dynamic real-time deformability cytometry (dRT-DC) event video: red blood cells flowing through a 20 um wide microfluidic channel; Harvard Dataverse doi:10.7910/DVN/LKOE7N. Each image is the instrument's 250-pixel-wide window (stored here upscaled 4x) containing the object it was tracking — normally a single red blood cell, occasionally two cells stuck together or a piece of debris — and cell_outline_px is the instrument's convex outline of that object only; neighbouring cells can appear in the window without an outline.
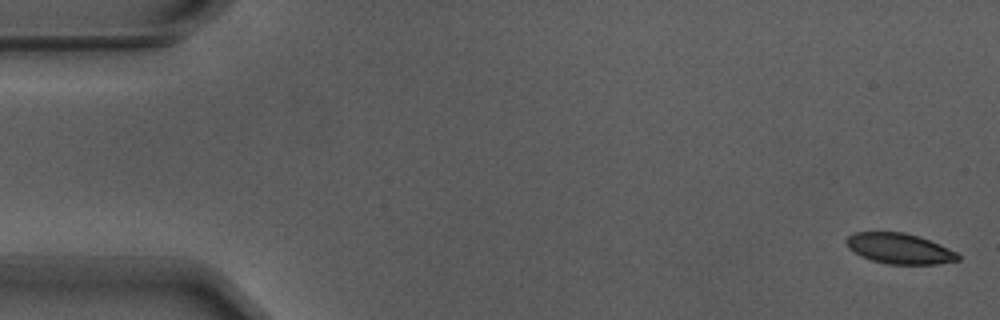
{"species": "Egyptian fruit bat (a non-hibernating species)", "species_latin": "Rousettus aegyptiacus", "temperature_condition": "warm", "stored_images_in_passage": 55, "camera_frame_rate_fps": 3000, "um_per_image_px": 0.085, "animal": {"sex": "male"}, "frame": {"image": 1, "passage_image": 1, "time_ms": 0.0, "image_size_px": [1000, 320], "cell_outline_px": [[960, 260], [936, 264], [888, 264], [872, 260], [860, 256], [852, 252], [848, 248], [844, 240], [848, 236], [856, 232], [904, 232], [920, 236], [948, 248], [956, 252], [960, 256]], "centroid_in_image_um": [76.42, 21.12], "position_along_channel_um": 8.6, "area_um2": 19.94}}
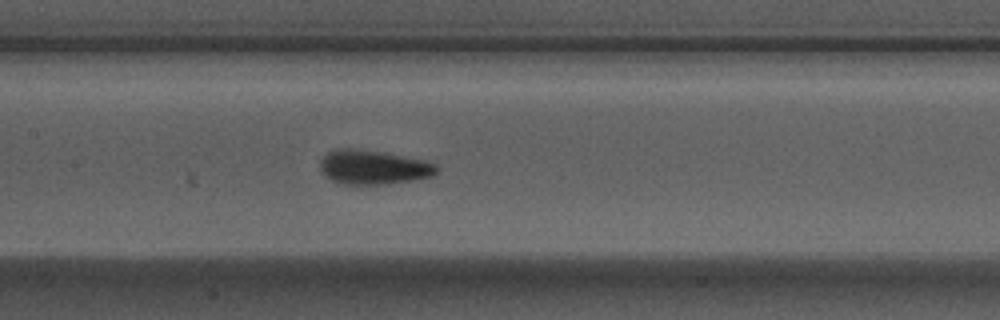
{"frame": {"image": 2, "passage_image": 26, "time_ms": 8.333, "image_size_px": [1000, 320], "cell_outline_px": [[440, 168], [432, 176], [412, 180], [388, 184], [340, 184], [332, 180], [320, 168], [320, 160], [328, 152], [336, 148], [348, 148], [376, 152], [424, 160], [436, 164]], "centroid_in_image_um": [31.73, 14.23], "position_along_channel_um": 175.7, "area_um2": 22.83}}
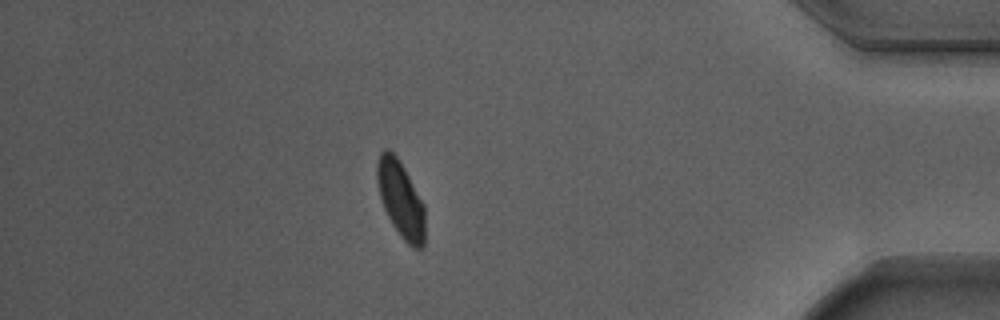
{"frame": {"image": 3, "passage_image": 48, "time_ms": 15.667, "image_size_px": [1000, 320], "cell_outline_px": [[424, 244], [420, 248], [412, 248], [400, 236], [392, 224], [384, 208], [380, 196], [376, 180], [376, 160], [380, 152], [384, 148], [388, 148], [400, 160], [424, 204]], "centroid_in_image_um": [34.03, 16.9], "position_along_channel_um": 401.2, "area_um2": 21.44}, "authors_computed_cell_mechanics": {"area_um2": 21.4438, "velocity_mm_per_s": 3.6909, "shape_relaxation_time_tau1_ms": 2.7686, "shape_relaxation_time_tau2_ms": 1.317, "deformation_change_tau1": 0.1031, "deformation_change_tau2": 0.0559}}